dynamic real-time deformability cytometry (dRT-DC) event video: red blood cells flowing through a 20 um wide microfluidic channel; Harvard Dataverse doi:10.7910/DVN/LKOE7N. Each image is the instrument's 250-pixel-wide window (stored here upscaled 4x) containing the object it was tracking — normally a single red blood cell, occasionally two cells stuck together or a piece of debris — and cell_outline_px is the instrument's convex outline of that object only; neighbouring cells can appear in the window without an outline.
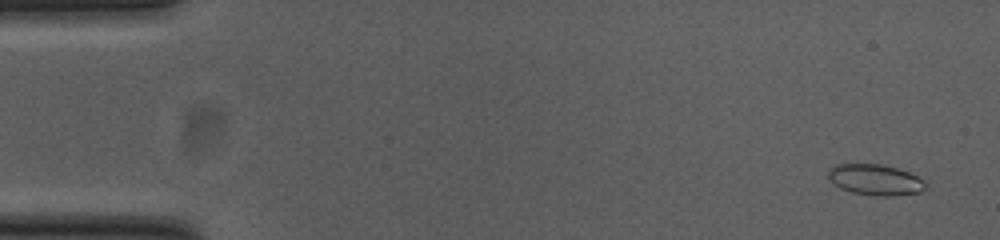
{"species": "common noctule bat (a hibernating species)", "species_latin": "Nyctalus noctula", "temperature_condition": "cold", "stored_images_in_passage": 54, "camera_frame_rate_fps": 3000, "um_per_image_px": 0.085, "animal": {"sex": "female", "body_mass_g": 23.0, "forearm_length_mm": 53.4}, "frame": {"image": 1, "passage_image": 3, "time_ms": 0.667, "image_size_px": [1000, 240], "cell_outline_px": [[928, 188], [920, 192], [896, 196], [876, 196], [852, 192], [840, 188], [828, 176], [828, 168], [836, 164], [880, 164], [896, 168], [908, 172], [924, 180], [928, 184]], "centroid_in_image_um": [74.44, 15.29], "position_along_channel_um": 10.6, "area_um2": 17.57}}
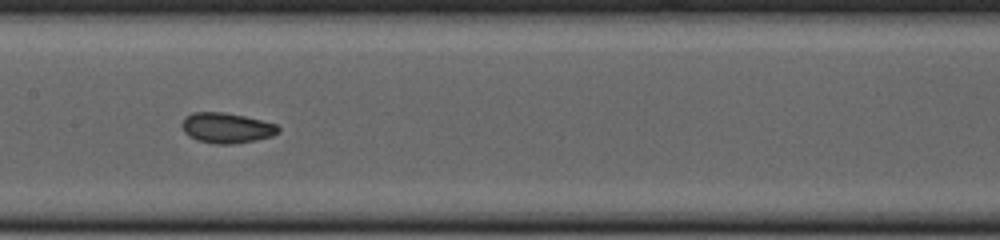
{"frame": {"image": 2, "passage_image": 27, "time_ms": 8.667, "image_size_px": [1000, 240], "cell_outline_px": [[280, 132], [272, 136], [256, 140], [232, 144], [216, 144], [196, 140], [188, 136], [184, 132], [180, 124], [184, 116], [192, 112], [224, 112], [244, 116], [276, 124], [280, 128]], "centroid_in_image_um": [19.22, 10.87], "position_along_channel_um": 188.2, "area_um2": 17.22}}
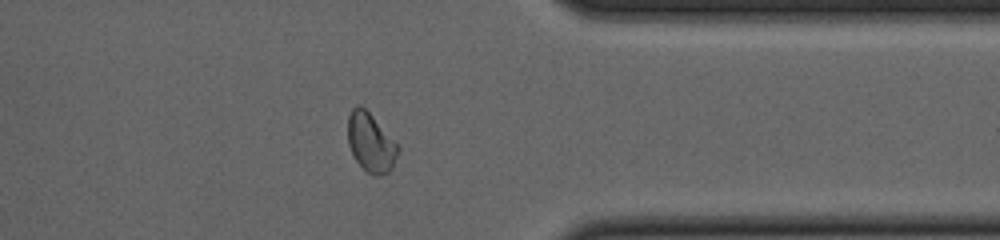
{"frame": {"image": 3, "passage_image": 43, "time_ms": 14.0, "image_size_px": [1000, 240], "cell_outline_px": [[400, 148], [392, 168], [388, 172], [380, 176], [376, 176], [368, 172], [356, 160], [348, 144], [348, 116], [352, 108], [356, 104], [360, 104], [372, 116]], "centroid_in_image_um": [31.5, 12.11], "position_along_channel_um": 379.9, "area_um2": 16.88}, "authors_computed_cell_mechanics": {"area_um2": 17.2244, "velocity_mm_per_s": 3.7873, "shape_relaxation_time_tau1_ms": 5.2736, "shape_relaxation_time_tau2_ms": 1.8226, "deformation_change_tau1": 0.12, "deformation_change_tau2": 0.065}}